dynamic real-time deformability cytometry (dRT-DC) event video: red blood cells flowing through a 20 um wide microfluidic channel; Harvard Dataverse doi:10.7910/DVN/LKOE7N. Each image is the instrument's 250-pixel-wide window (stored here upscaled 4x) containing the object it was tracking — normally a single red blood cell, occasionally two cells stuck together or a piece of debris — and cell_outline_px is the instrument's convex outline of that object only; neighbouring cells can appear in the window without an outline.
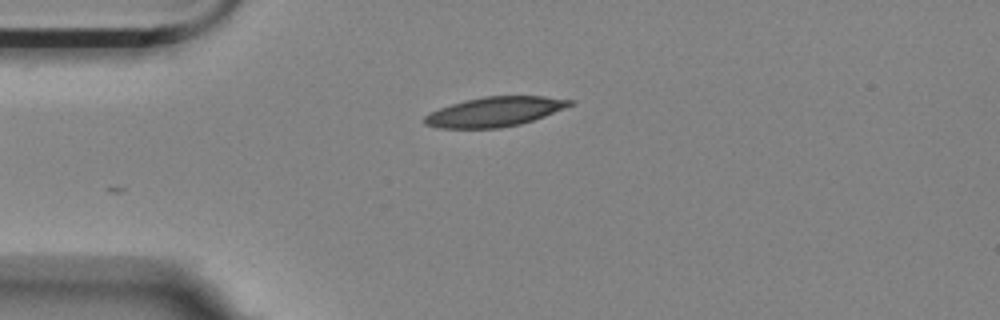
{"species": "Egyptian fruit bat (a non-hibernating species)", "species_latin": "Rousettus aegyptiacus", "temperature_condition": "room temperature", "stored_images_in_passage": 7, "camera_frame_rate_fps": 3000, "um_per_image_px": 0.085, "animal": {"sex": "female"}, "frame": {"image": 1, "passage_image": 1, "time_ms": 0.0, "image_size_px": [1000, 320], "cell_outline_px": [[576, 104], [544, 116], [520, 124], [500, 128], [436, 128], [424, 124], [420, 120], [424, 116], [440, 108], [464, 100], [484, 96], [544, 96], [576, 100]], "centroid_in_image_um": [42.06, 9.49], "position_along_channel_um": 42.9, "area_um2": 25.26}}